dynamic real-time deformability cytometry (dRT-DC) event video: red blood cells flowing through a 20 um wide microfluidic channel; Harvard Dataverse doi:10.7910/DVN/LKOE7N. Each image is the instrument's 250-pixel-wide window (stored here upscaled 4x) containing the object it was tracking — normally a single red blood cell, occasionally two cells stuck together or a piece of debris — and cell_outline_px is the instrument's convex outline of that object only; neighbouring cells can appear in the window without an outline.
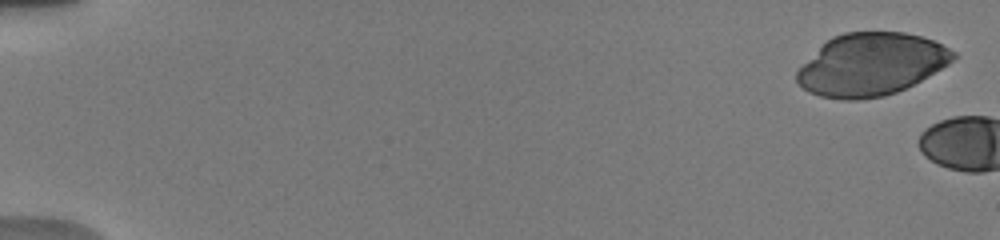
{"species": "human", "species_latin": "Homo sapiens", "temperature_condition": "warm", "stored_images_in_passage": 3, "camera_frame_rate_fps": 3000, "um_per_image_px": 0.085, "donor": {"sex": "male"}, "frame": {"image": 1, "passage_image": 1, "time_ms": 0.0, "image_size_px": [1000, 240], "cell_outline_px": [[956, 56], [948, 64], [920, 80], [896, 92], [884, 96], [860, 100], [844, 100], [820, 96], [808, 92], [796, 80], [796, 72], [832, 36], [844, 32], [904, 32], [920, 36], [932, 40], [956, 52]], "centroid_in_image_um": [74.04, 5.48], "position_along_channel_um": 11.0, "area_um2": 56.18}}